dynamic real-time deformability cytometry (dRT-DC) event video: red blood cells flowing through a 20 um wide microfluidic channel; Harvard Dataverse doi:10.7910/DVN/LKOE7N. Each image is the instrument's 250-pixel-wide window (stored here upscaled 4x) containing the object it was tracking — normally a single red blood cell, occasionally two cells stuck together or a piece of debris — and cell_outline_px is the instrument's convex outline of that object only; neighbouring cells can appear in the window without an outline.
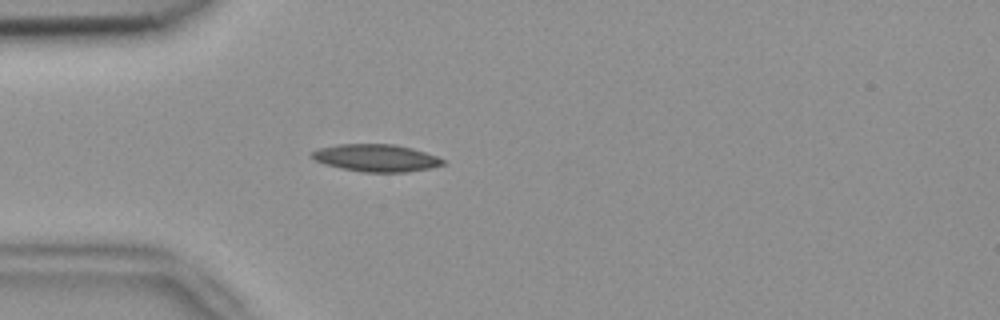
{"species": "common noctule bat (a hibernating species)", "species_latin": "Nyctalus noctula", "temperature_condition": "room temperature", "stored_images_in_passage": 46, "camera_frame_rate_fps": 3000, "um_per_image_px": 0.085, "animal": {"sex": "female", "body_mass_g": 18.4}, "frame": {"image": 1, "passage_image": 14, "time_ms": 4.333, "image_size_px": [1000, 320], "cell_outline_px": [[444, 164], [428, 168], [408, 172], [364, 172], [324, 164], [308, 156], [312, 152], [320, 148], [340, 144], [396, 144], [412, 148], [436, 156], [444, 160]], "centroid_in_image_um": [31.96, 13.42], "position_along_channel_um": 53.0, "area_um2": 20.63}}
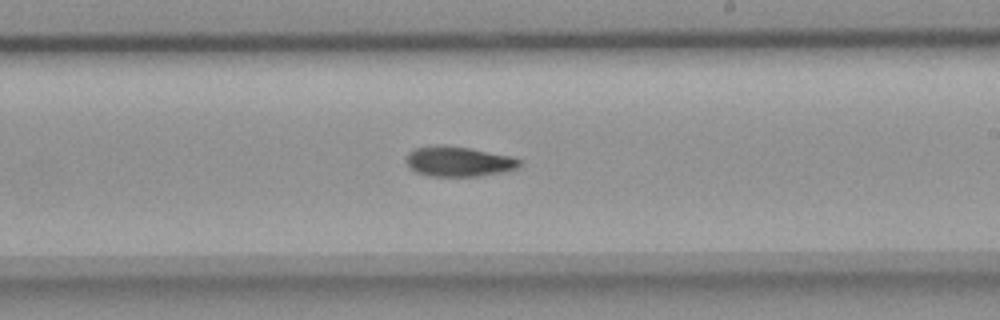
{"frame": {"image": 2, "passage_image": 30, "time_ms": 9.667, "image_size_px": [1000, 320], "cell_outline_px": [[520, 164], [516, 168], [500, 172], [476, 176], [428, 176], [416, 172], [408, 168], [404, 160], [408, 152], [416, 148], [468, 148], [512, 156], [520, 160]], "centroid_in_image_um": [38.95, 13.77], "position_along_channel_um": 250.1, "area_um2": 19.07}}
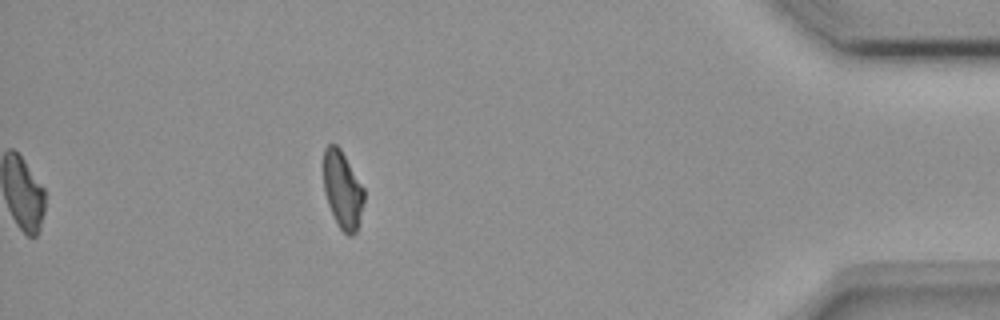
{"frame": {"image": 3, "passage_image": 46, "time_ms": 15.0, "image_size_px": [1000, 320], "cell_outline_px": [[364, 200], [356, 232], [352, 236], [348, 236], [336, 224], [328, 204], [324, 192], [324, 148], [328, 144], [336, 144], [340, 148], [364, 188]], "centroid_in_image_um": [29.11, 16.14], "position_along_channel_um": 406.1, "area_um2": 18.21}, "authors_computed_cell_mechanics": {"area_um2": 19.6809, "velocity_mm_per_s": 3.8569, "shape_relaxation_time_tau1_ms": 9.0831, "shape_relaxation_time_tau2_ms": null, "deformation_change_tau1": 0.201, "deformation_change_tau2": null}}